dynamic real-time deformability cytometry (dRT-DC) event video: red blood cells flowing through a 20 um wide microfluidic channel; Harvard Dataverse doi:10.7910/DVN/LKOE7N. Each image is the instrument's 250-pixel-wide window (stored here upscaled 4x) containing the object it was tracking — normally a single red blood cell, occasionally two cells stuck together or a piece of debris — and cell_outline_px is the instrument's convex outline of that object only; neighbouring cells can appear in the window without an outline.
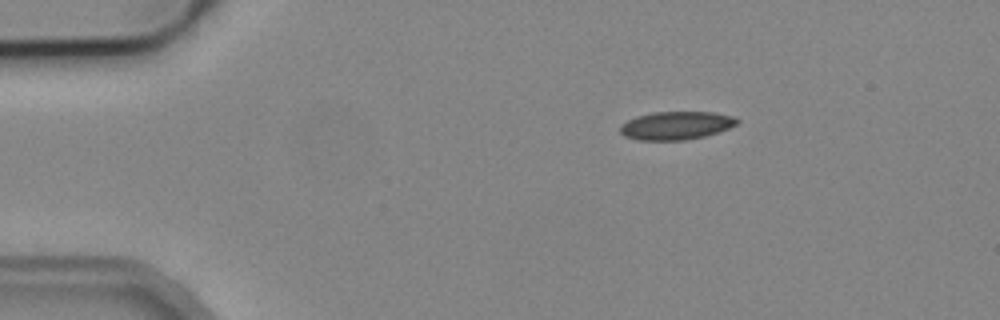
{"species": "common noctule bat (a hibernating species)", "species_latin": "Nyctalus noctula", "temperature_condition": "cold", "stored_images_in_passage": 5, "camera_frame_rate_fps": 3000, "um_per_image_px": 0.085, "animal": {"sex": "male", "body_mass_g": 19.2, "forearm_length_mm": 51.8}, "frame": {"image": 1, "passage_image": 5, "time_ms": 4.667, "image_size_px": [1000, 320], "cell_outline_px": [[740, 120], [736, 124], [728, 128], [704, 136], [684, 140], [636, 140], [624, 136], [620, 132], [620, 124], [636, 116], [652, 112], [712, 112], [732, 116]], "centroid_in_image_um": [57.42, 10.67], "position_along_channel_um": 27.6, "area_um2": 19.13}}